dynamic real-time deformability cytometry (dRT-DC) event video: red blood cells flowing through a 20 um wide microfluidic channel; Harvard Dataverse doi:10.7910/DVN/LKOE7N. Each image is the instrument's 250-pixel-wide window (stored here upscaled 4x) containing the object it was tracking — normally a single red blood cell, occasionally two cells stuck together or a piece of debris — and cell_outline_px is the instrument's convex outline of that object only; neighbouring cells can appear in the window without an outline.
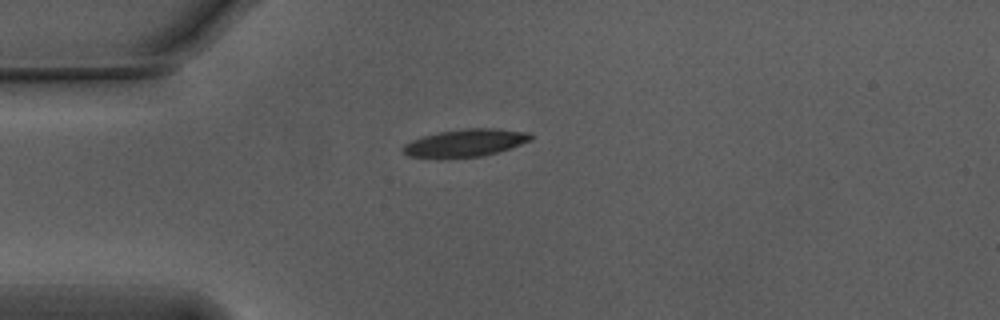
{"species": "Egyptian fruit bat (a non-hibernating species)", "species_latin": "Rousettus aegyptiacus", "temperature_condition": "warm", "stored_images_in_passage": 42, "camera_frame_rate_fps": 3000, "um_per_image_px": 0.085, "animal": {"sex": "male"}, "frame": {"image": 1, "passage_image": 1, "time_ms": 0.0, "image_size_px": [1000, 320], "cell_outline_px": [[532, 140], [512, 148], [480, 156], [440, 160], [408, 156], [400, 148], [404, 144], [420, 136], [440, 132], [464, 128], [496, 128], [528, 132], [532, 136]], "centroid_in_image_um": [39.5, 12.17], "position_along_channel_um": 45.5, "area_um2": 21.1}}
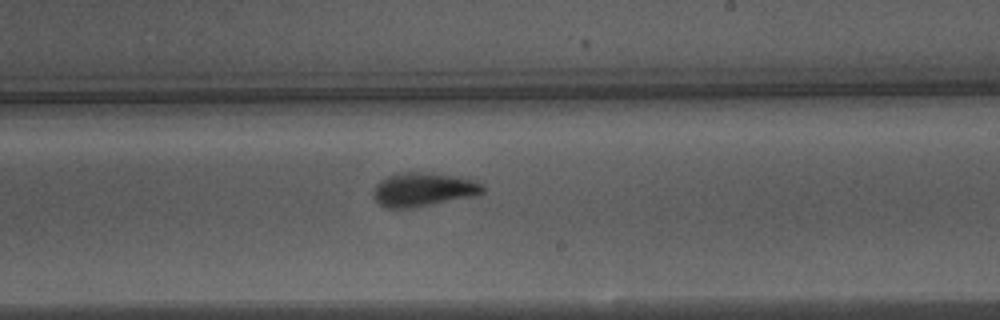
{"frame": {"image": 2, "passage_image": 19, "time_ms": 6.0, "image_size_px": [1000, 320], "cell_outline_px": [[484, 192], [480, 196], [408, 208], [388, 208], [380, 204], [372, 196], [376, 184], [380, 180], [396, 172], [432, 172], [476, 180], [484, 184]], "centroid_in_image_um": [36.03, 16.1], "position_along_channel_um": 253.0, "area_um2": 21.91}}
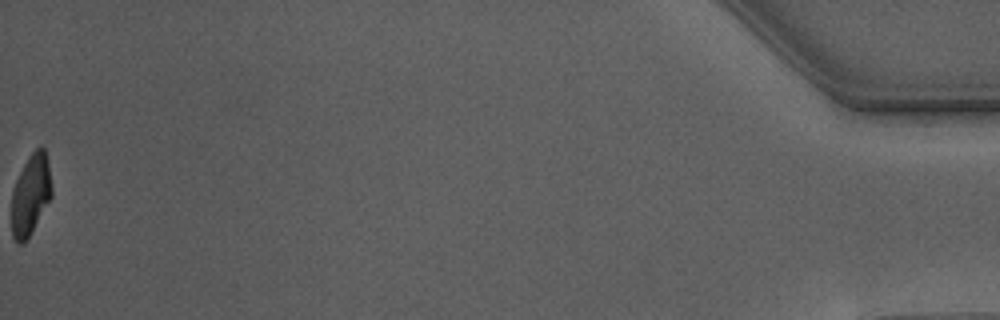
{"frame": {"image": 3, "passage_image": 42, "time_ms": 13.667, "image_size_px": [1000, 320], "cell_outline_px": [[52, 196], [28, 236], [20, 244], [12, 236], [12, 192], [16, 180], [28, 156], [36, 148], [44, 148], [48, 164], [52, 188]], "centroid_in_image_um": [2.6, 16.51], "position_along_channel_um": 432.6, "area_um2": 18.32}, "authors_computed_cell_mechanics": {"area_um2": 20.9236, "velocity_mm_per_s": 3.7562, "shape_relaxation_time_tau1_ms": 3.6511, "shape_relaxation_time_tau2_ms": 1.3572, "deformation_change_tau1": 0.1925, "deformation_change_tau2": 0.0887}}